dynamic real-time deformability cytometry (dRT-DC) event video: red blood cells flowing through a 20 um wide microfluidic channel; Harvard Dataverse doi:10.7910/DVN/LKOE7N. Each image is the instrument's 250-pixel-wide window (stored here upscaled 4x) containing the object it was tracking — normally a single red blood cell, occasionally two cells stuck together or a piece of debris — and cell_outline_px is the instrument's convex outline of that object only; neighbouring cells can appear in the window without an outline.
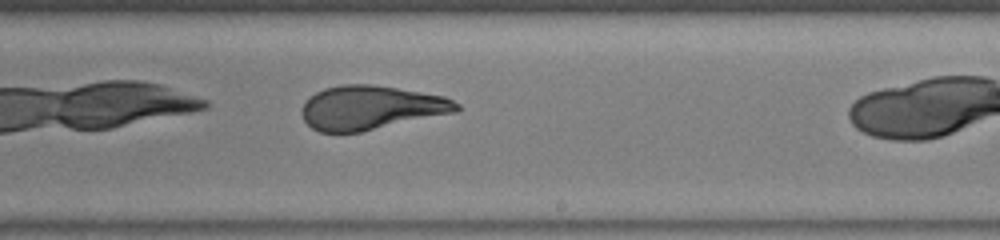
{"species": "human", "species_latin": "Homo sapiens", "temperature_condition": "warm", "stored_images_in_passage": 25, "camera_frame_rate_fps": 3000, "um_per_image_px": 0.085, "donor": {"sex": "male"}, "frame": {"image": 1, "passage_image": 15, "time_ms": 4.667, "image_size_px": [1000, 240], "cell_outline_px": [[460, 108], [456, 112], [360, 132], [320, 132], [312, 128], [304, 120], [300, 112], [308, 96], [324, 88], [344, 84], [372, 84], [444, 96], [460, 104]], "centroid_in_image_um": [31.5, 9.15], "position_along_channel_um": 257.5, "area_um2": 39.54}}
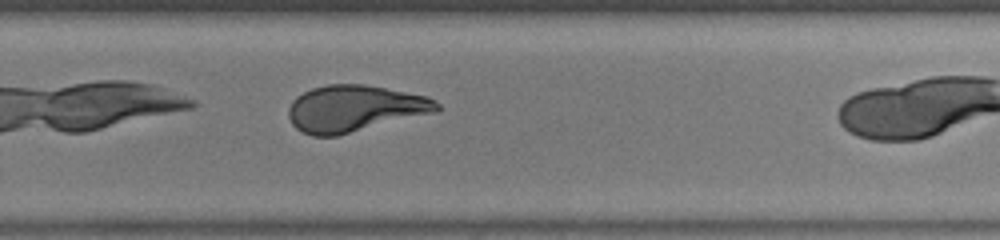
{"frame": {"image": 2, "passage_image": 18, "time_ms": 5.667, "image_size_px": [1000, 240], "cell_outline_px": [[440, 108], [436, 112], [336, 136], [312, 136], [296, 128], [292, 124], [288, 116], [288, 108], [292, 100], [296, 96], [312, 88], [328, 84], [364, 84], [428, 96], [440, 104]], "centroid_in_image_um": [30.13, 9.22], "position_along_channel_um": 299.7, "area_um2": 40.17}}